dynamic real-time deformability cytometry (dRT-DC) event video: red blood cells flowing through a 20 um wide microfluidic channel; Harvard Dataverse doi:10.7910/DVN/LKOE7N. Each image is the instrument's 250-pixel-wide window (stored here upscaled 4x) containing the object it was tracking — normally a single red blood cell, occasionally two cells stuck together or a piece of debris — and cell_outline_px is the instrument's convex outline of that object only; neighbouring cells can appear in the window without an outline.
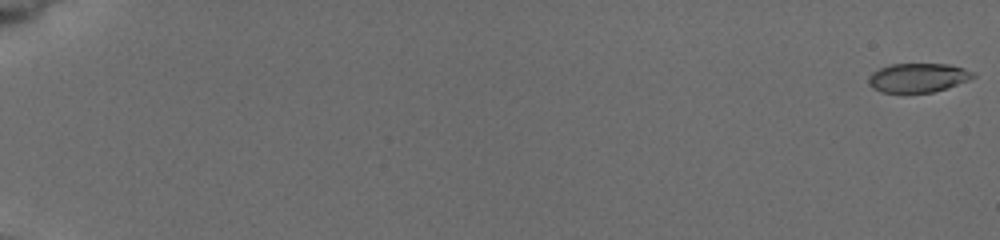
{"species": "common noctule bat (a hibernating species)", "species_latin": "Nyctalus noctula", "temperature_condition": "cold", "stored_images_in_passage": 16, "camera_frame_rate_fps": 3000, "um_per_image_px": 0.085, "animal": {"sex": "female", "body_mass_g": 19.5, "forearm_length_mm": 54.1}, "frame": {"image": 1, "passage_image": 1, "time_ms": 0.0, "image_size_px": [1000, 240], "cell_outline_px": [[976, 76], [968, 80], [932, 92], [880, 92], [872, 88], [868, 84], [868, 76], [872, 72], [880, 68], [892, 64], [948, 64], [964, 68], [972, 72]], "centroid_in_image_um": [77.98, 6.6], "position_along_channel_um": 7.0, "area_um2": 17.51}}